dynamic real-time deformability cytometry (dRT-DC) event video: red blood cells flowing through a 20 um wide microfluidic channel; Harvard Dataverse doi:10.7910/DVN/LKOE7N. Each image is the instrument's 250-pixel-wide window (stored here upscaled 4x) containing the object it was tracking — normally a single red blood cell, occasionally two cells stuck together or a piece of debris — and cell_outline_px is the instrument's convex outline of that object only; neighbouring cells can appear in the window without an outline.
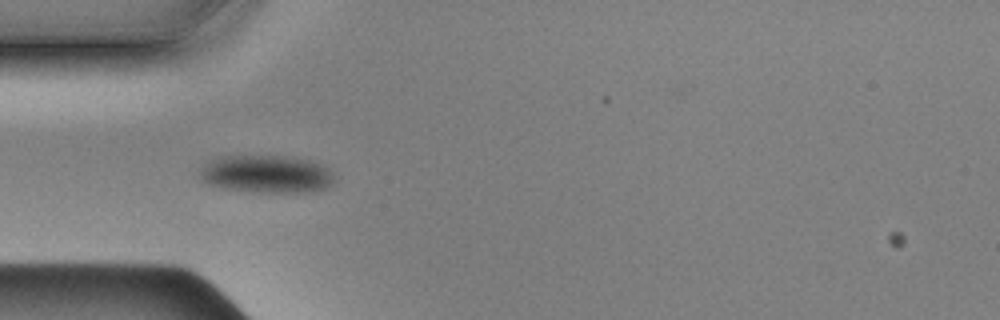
{"species": "Egyptian fruit bat (a non-hibernating species)", "species_latin": "Rousettus aegyptiacus", "temperature_condition": "cold", "stored_images_in_passage": 8, "camera_frame_rate_fps": 3000, "um_per_image_px": 0.085, "animal": {"sex": "male"}, "frame": {"image": 1, "passage_image": 1, "time_ms": 0.0, "image_size_px": [1000, 320], "cell_outline_px": [[336, 180], [332, 184], [324, 188], [312, 192], [252, 192], [224, 188], [208, 184], [200, 180], [200, 168], [208, 160], [220, 156], [288, 156], [308, 160], [328, 168]], "centroid_in_image_um": [22.61, 14.8], "position_along_channel_um": 62.4, "area_um2": 29.77}}
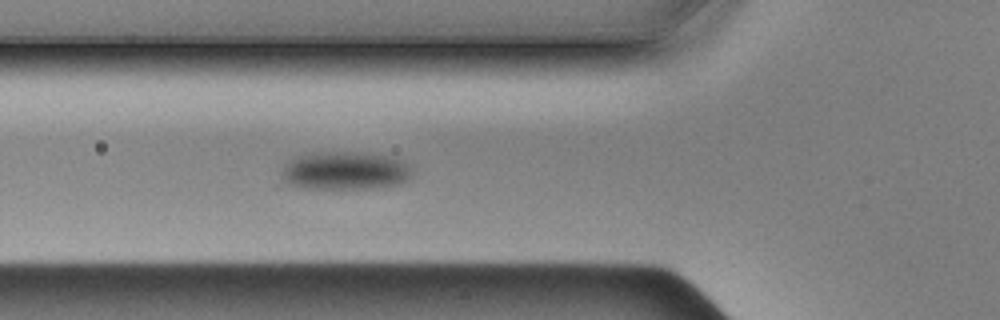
{"frame": {"image": 2, "passage_image": 4, "time_ms": 1.0, "image_size_px": [1000, 320], "cell_outline_px": [[416, 176], [412, 180], [404, 184], [392, 188], [340, 192], [324, 192], [272, 188], [280, 164], [288, 156], [304, 152], [372, 152], [400, 156], [412, 160], [416, 164]], "centroid_in_image_um": [29.21, 14.6], "position_along_channel_um": 96.6, "area_um2": 35.32}}
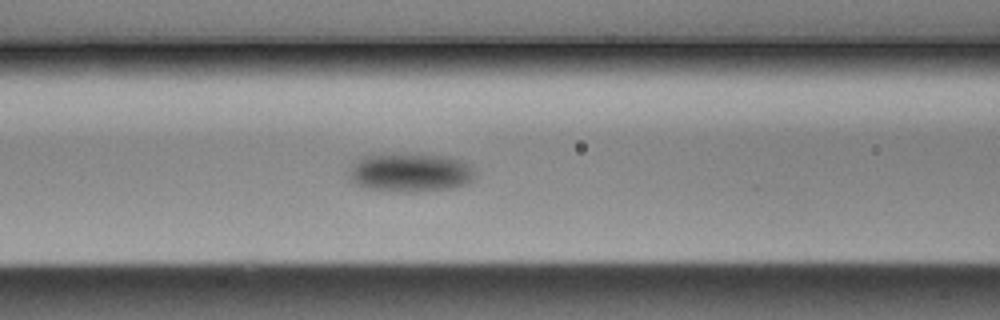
{"frame": {"image": 3, "passage_image": 7, "time_ms": 2.0, "image_size_px": [1000, 320], "cell_outline_px": [[480, 168], [476, 180], [468, 184], [456, 188], [424, 192], [384, 192], [360, 188], [348, 184], [344, 180], [344, 172], [352, 156], [364, 152], [428, 152], [456, 156], [468, 160], [476, 164]], "centroid_in_image_um": [34.78, 14.6], "position_along_channel_um": 131.8, "area_um2": 33.29}}